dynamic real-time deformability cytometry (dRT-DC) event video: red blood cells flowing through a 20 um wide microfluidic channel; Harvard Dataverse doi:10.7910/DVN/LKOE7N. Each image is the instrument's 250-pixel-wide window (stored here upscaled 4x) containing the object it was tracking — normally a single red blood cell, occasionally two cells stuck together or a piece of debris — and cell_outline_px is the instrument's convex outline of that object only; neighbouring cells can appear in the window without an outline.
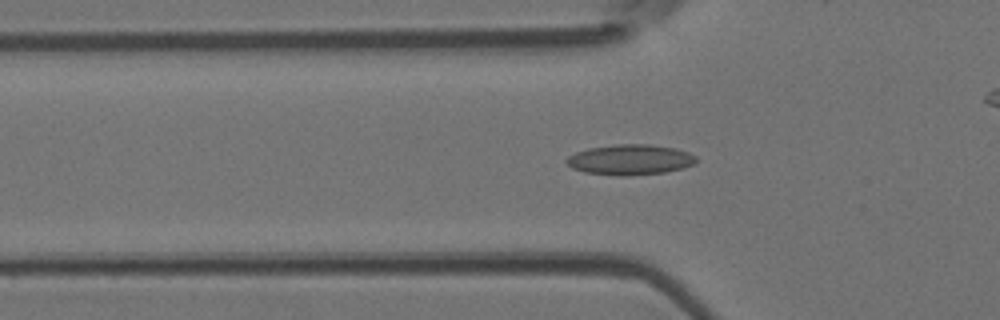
{"species": "Egyptian fruit bat (a non-hibernating species)", "species_latin": "Rousettus aegyptiacus", "temperature_condition": "room temperature", "stored_images_in_passage": 45, "camera_frame_rate_fps": 3000, "um_per_image_px": 0.085, "animal": {"sex": "female"}, "frame": {"image": 1, "passage_image": 10, "time_ms": 3.0, "image_size_px": [1000, 320], "cell_outline_px": [[696, 164], [684, 168], [664, 172], [628, 176], [620, 176], [584, 172], [572, 168], [564, 160], [568, 156], [576, 152], [588, 148], [616, 144], [648, 144], [676, 148], [688, 152], [696, 156]], "centroid_in_image_um": [53.57, 13.57], "position_along_channel_um": 72.2, "area_um2": 23.12}}
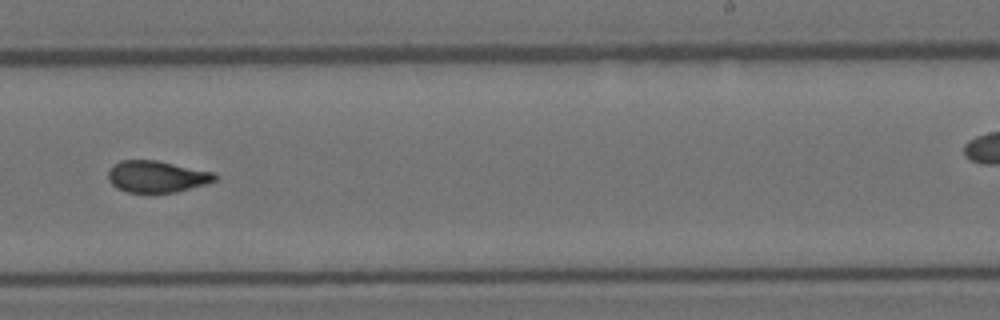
{"frame": {"image": 2, "passage_image": 25, "time_ms": 8.0, "image_size_px": [1000, 320], "cell_outline_px": [[216, 180], [208, 184], [176, 192], [152, 196], [128, 192], [116, 188], [108, 180], [108, 172], [112, 164], [120, 160], [156, 160], [212, 172], [216, 176]], "centroid_in_image_um": [13.28, 15.05], "position_along_channel_um": 275.7, "area_um2": 20.35}}
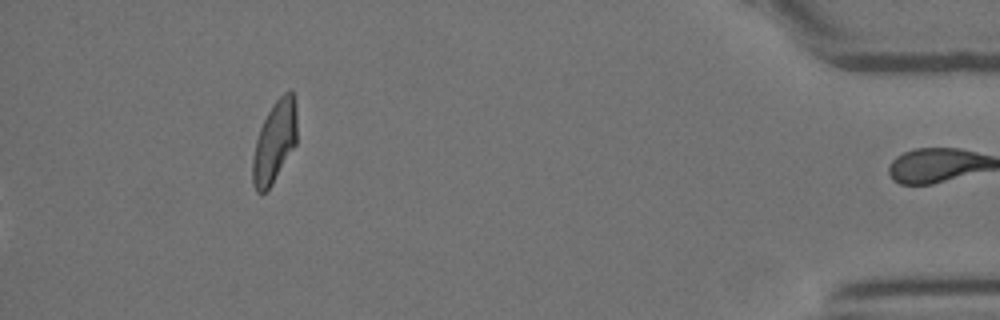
{"frame": {"image": 3, "passage_image": 45, "time_ms": 14.667, "image_size_px": [1000, 320], "cell_outline_px": [[296, 144], [272, 184], [264, 192], [256, 192], [252, 184], [252, 160], [256, 140], [260, 128], [272, 104], [284, 92], [292, 92], [296, 108]], "centroid_in_image_um": [23.32, 12.08], "position_along_channel_um": 411.9, "area_um2": 20.87}, "authors_computed_cell_mechanics": {"area_um2": 20.1722, "velocity_mm_per_s": 4.0583, "shape_relaxation_time_tau1_ms": 10.6415, "shape_relaxation_time_tau2_ms": 1.3, "deformation_change_tau1": 0.226, "deformation_change_tau2": 0.0587}}